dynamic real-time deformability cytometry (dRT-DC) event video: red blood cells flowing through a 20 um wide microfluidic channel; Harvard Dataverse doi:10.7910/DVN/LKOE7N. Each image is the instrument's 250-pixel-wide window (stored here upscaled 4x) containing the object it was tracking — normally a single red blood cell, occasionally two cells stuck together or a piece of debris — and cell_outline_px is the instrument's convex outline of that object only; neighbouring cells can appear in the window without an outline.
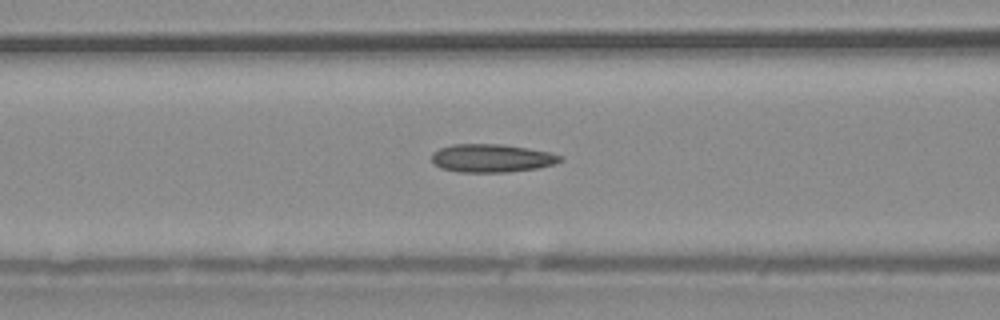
{"species": "common noctule bat (a hibernating species)", "species_latin": "Nyctalus noctula", "temperature_condition": "warm", "stored_images_in_passage": 54, "segment_of_instrument_passage": [1, 2], "camera_frame_rate_fps": 3000, "um_per_image_px": 0.085, "animal": {"sex": "male", "body_mass_g": 20.4}, "frame": {"image": 1, "passage_image": 21, "time_ms": 6.667, "image_size_px": [1000, 320], "cell_outline_px": [[564, 160], [556, 164], [540, 168], [508, 172], [456, 172], [440, 168], [432, 164], [432, 152], [440, 148], [452, 144], [504, 144], [528, 148], [548, 152], [560, 156]], "centroid_in_image_um": [41.78, 13.45], "position_along_channel_um": 124.8, "area_um2": 21.39}}
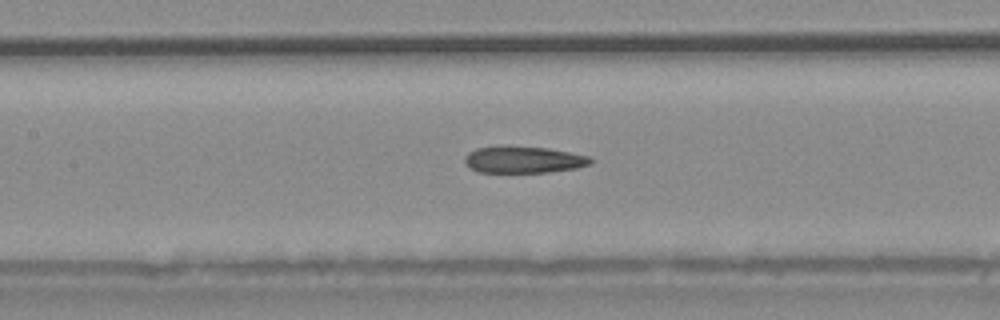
{"frame": {"image": 2, "passage_image": 24, "time_ms": 7.667, "image_size_px": [1000, 320], "cell_outline_px": [[592, 164], [576, 168], [548, 172], [476, 172], [464, 160], [464, 156], [468, 152], [476, 148], [548, 148], [588, 156], [592, 160]], "centroid_in_image_um": [44.53, 13.6], "position_along_channel_um": 162.9, "area_um2": 18.84}}
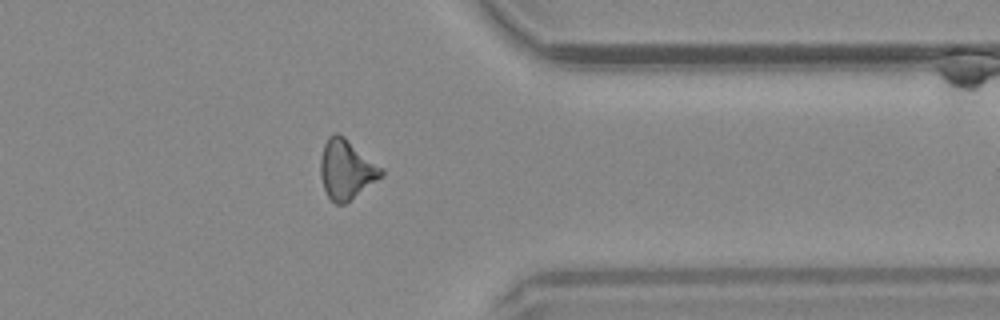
{"frame": {"image": 3, "passage_image": 42, "time_ms": 13.667, "image_size_px": [1000, 320], "cell_outline_px": [[384, 176], [344, 204], [336, 204], [328, 196], [324, 188], [320, 176], [320, 160], [324, 144], [328, 136], [332, 132], [336, 132], [344, 136], [384, 168]], "centroid_in_image_um": [29.45, 14.38], "position_along_channel_um": 381.9, "area_um2": 21.27}}